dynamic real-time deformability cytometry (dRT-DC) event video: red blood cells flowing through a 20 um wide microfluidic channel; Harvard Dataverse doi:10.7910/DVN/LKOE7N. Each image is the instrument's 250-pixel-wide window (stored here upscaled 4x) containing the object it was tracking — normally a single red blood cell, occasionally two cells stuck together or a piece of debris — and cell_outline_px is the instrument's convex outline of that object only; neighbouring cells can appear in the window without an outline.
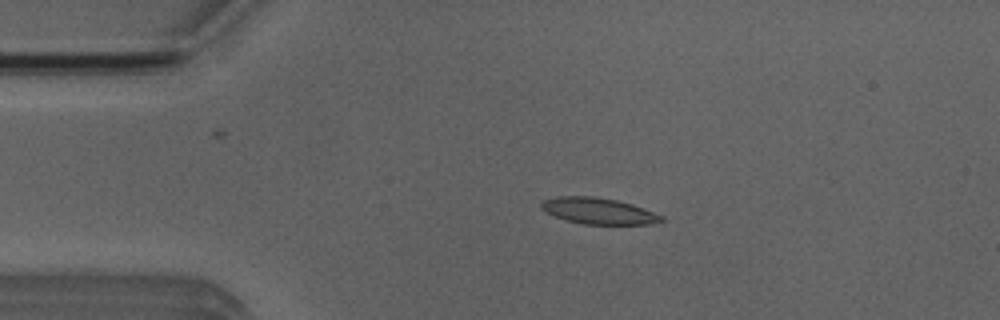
{"species": "Egyptian fruit bat (a non-hibernating species)", "species_latin": "Rousettus aegyptiacus", "temperature_condition": "room temperature", "stored_images_in_passage": 51, "camera_frame_rate_fps": 3000, "um_per_image_px": 0.085, "animal": {"sex": "male"}, "frame": {"image": 1, "passage_image": 10, "time_ms": 3.0, "image_size_px": [1000, 320], "cell_outline_px": [[668, 220], [652, 224], [580, 224], [544, 212], [540, 208], [540, 204], [544, 200], [560, 196], [596, 196], [616, 200], [632, 204], [664, 216]], "centroid_in_image_um": [50.9, 17.93], "position_along_channel_um": 34.1, "area_um2": 18.44}}
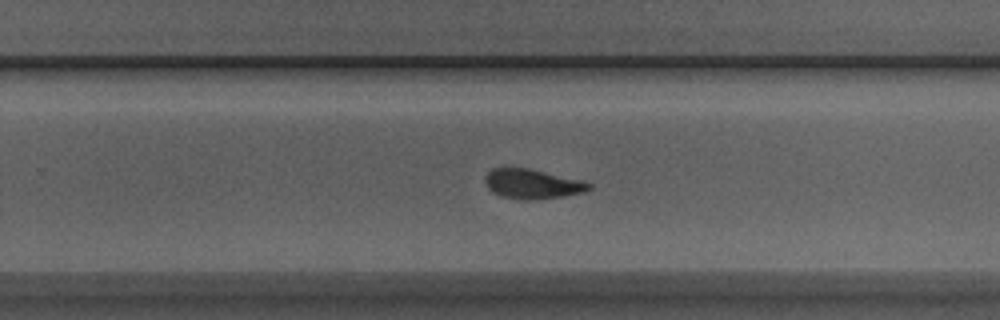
{"frame": {"image": 2, "passage_image": 32, "time_ms": 10.333, "image_size_px": [1000, 320], "cell_outline_px": [[592, 188], [584, 192], [564, 196], [532, 200], [520, 200], [504, 196], [492, 192], [488, 188], [484, 180], [484, 176], [492, 168], [528, 168], [580, 180], [592, 184]], "centroid_in_image_um": [45.23, 15.64], "position_along_channel_um": 284.6, "area_um2": 17.86}}
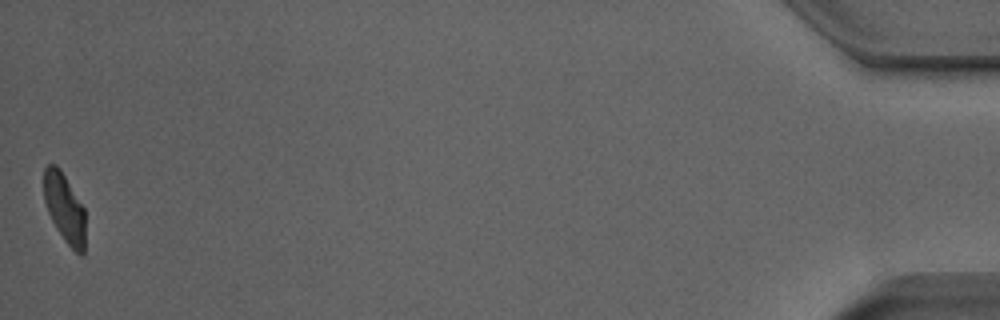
{"frame": {"image": 3, "passage_image": 51, "time_ms": 16.667, "image_size_px": [1000, 320], "cell_outline_px": [[84, 256], [80, 256], [64, 240], [56, 228], [48, 212], [44, 200], [44, 168], [48, 164], [56, 164], [60, 168], [84, 208]], "centroid_in_image_um": [5.47, 17.67], "position_along_channel_um": 429.7, "area_um2": 16.59}, "authors_computed_cell_mechanics": {"area_um2": 18.207, "velocity_mm_per_s": 3.9259, "shape_relaxation_time_tau1_ms": 5.583, "shape_relaxation_time_tau2_ms": 1.9305, "deformation_change_tau1": 0.1621, "deformation_change_tau2": 0.09}}